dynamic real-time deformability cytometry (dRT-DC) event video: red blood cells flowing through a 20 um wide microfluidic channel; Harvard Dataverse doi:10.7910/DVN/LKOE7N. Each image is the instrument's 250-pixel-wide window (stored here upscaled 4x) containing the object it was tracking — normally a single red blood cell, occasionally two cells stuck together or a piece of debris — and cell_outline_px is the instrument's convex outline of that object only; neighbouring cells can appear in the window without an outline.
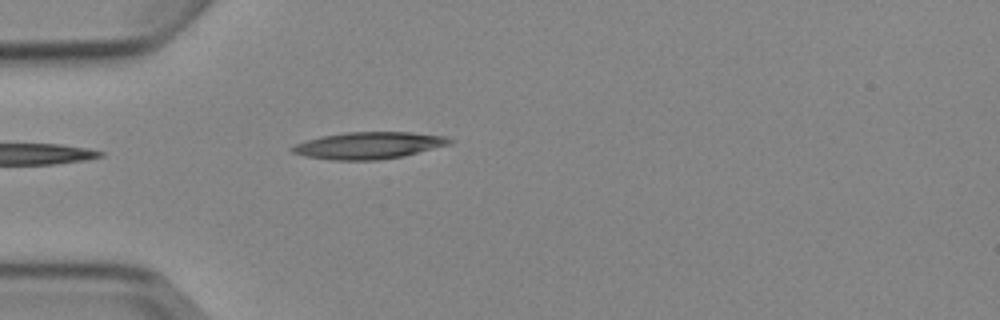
{"species": "Egyptian fruit bat (a non-hibernating species)", "species_latin": "Rousettus aegyptiacus", "temperature_condition": "cold", "stored_images_in_passage": 1, "camera_frame_rate_fps": 3000, "um_per_image_px": 0.085, "animal": {"sex": "female"}, "frame": {"image": 1, "passage_image": 1, "time_ms": 0.0, "image_size_px": [1000, 320], "cell_outline_px": [[452, 144], [404, 156], [376, 160], [332, 160], [304, 156], [292, 152], [288, 148], [296, 144], [320, 136], [348, 132], [412, 132], [448, 136], [452, 140]], "centroid_in_image_um": [31.37, 12.36], "position_along_channel_um": 53.6, "area_um2": 24.8}}